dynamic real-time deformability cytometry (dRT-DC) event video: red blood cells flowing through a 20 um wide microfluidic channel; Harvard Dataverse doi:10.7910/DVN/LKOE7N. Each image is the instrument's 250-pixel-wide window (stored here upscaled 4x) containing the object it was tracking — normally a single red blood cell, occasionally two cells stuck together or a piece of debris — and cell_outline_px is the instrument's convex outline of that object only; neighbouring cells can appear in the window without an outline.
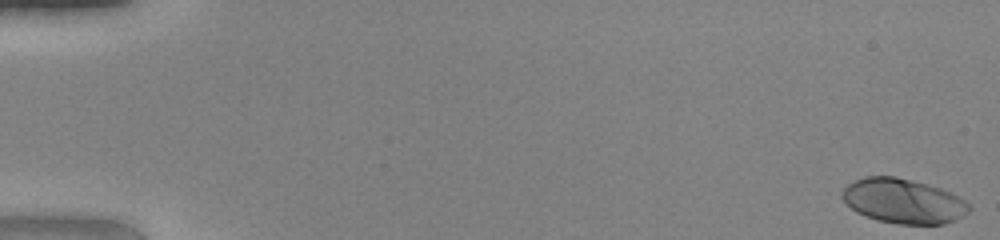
{"species": "human", "species_latin": "Homo sapiens", "temperature_condition": "warm", "stored_images_in_passage": 50, "camera_frame_rate_fps": 3000, "um_per_image_px": 0.085, "donor": {"sex": "female"}, "frame": {"image": 1, "passage_image": 1, "time_ms": 0.0, "image_size_px": [1000, 240], "cell_outline_px": [[972, 208], [968, 212], [956, 220], [944, 224], [896, 224], [876, 220], [864, 216], [856, 212], [840, 196], [840, 192], [848, 184], [864, 176], [896, 176], [940, 188], [964, 200]], "centroid_in_image_um": [76.75, 17.1], "position_along_channel_um": 8.3, "area_um2": 33.0}}
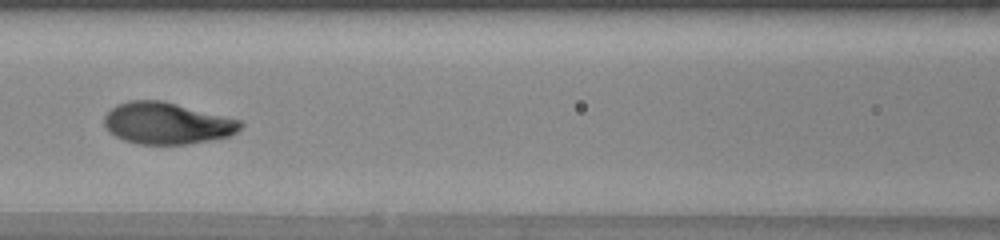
{"frame": {"image": 2, "passage_image": 24, "time_ms": 7.667, "image_size_px": [1000, 240], "cell_outline_px": [[244, 124], [236, 132], [228, 136], [188, 144], [136, 144], [124, 140], [108, 132], [104, 128], [104, 116], [116, 104], [128, 100], [160, 100], [240, 120]], "centroid_in_image_um": [14.13, 10.48], "position_along_channel_um": 152.5, "area_um2": 32.89}}
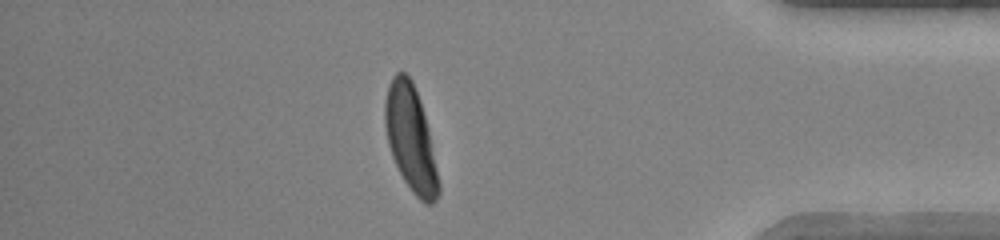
{"frame": {"image": 3, "passage_image": 44, "time_ms": 14.333, "image_size_px": [1000, 240], "cell_outline_px": [[440, 192], [436, 200], [432, 204], [424, 204], [412, 192], [404, 180], [392, 156], [388, 144], [384, 124], [384, 104], [388, 84], [392, 76], [396, 72], [404, 72], [412, 80], [420, 100], [428, 128], [440, 184]], "centroid_in_image_um": [34.89, 11.77], "position_along_channel_um": 400.3, "area_um2": 32.95}, "authors_computed_cell_mechanics": {"area_um2": 32.7726, "velocity_mm_per_s": 4.1644, "shape_relaxation_time_tau1_ms": 2.2975, "shape_relaxation_time_tau2_ms": null, "deformation_change_tau1": 0.1824, "deformation_change_tau2": null}}